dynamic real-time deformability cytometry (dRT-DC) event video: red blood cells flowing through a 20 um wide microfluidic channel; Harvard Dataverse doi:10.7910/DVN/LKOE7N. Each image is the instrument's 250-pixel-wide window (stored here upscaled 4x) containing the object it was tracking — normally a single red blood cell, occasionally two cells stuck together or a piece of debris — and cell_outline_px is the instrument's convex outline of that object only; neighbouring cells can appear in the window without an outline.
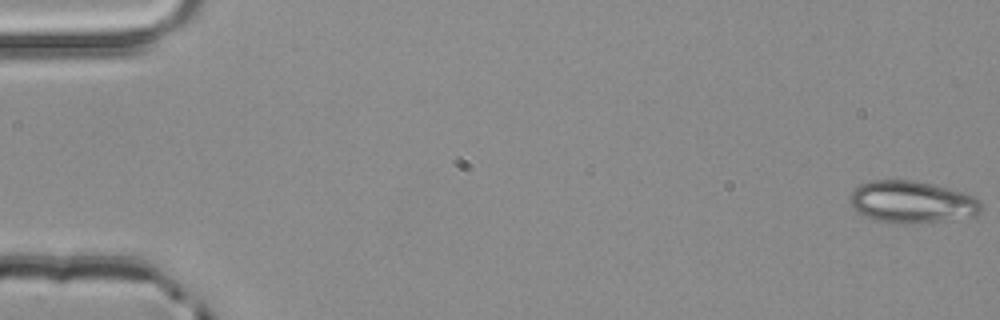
{"species": "common noctule bat (a hibernating species)", "species_latin": "Nyctalus noctula", "temperature_condition": "room temperature", "stored_images_in_passage": 4, "camera_frame_rate_fps": 3000, "um_per_image_px": 0.085, "animal": {"sex": "male", "body_mass_g": 20.4}, "frame": {"image": 1, "passage_image": 1, "time_ms": 0.0, "image_size_px": [1000, 320], "cell_outline_px": [[984, 208], [980, 212], [972, 216], [940, 220], [888, 224], [860, 216], [852, 208], [848, 200], [848, 196], [860, 184], [872, 180], [916, 180], [964, 192], [980, 200]], "centroid_in_image_um": [77.44, 17.16], "position_along_channel_um": 7.6, "area_um2": 32.37}}